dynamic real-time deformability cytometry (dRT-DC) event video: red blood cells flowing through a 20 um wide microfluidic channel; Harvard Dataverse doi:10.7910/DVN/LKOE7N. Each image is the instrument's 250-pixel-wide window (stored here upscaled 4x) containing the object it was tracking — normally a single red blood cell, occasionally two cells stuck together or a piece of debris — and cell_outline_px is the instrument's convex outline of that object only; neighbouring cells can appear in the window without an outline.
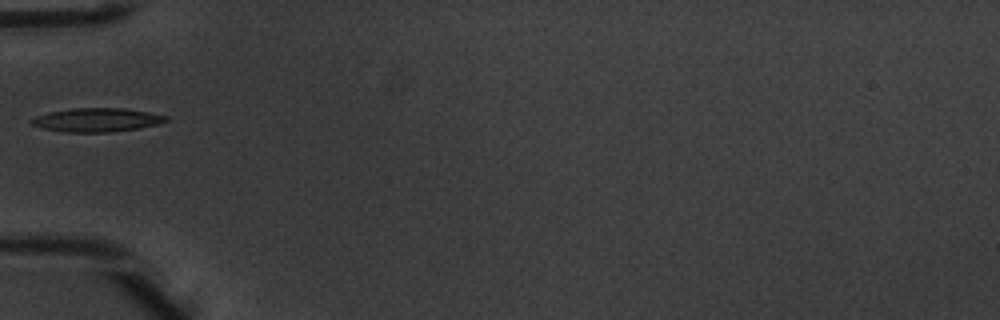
{"species": "common noctule bat (a hibernating species)", "species_latin": "Nyctalus noctula", "temperature_condition": "warm", "stored_images_in_passage": 7, "camera_frame_rate_fps": 3000, "um_per_image_px": 0.085, "animal": {"sex": "male", "body_mass_g": 20.1, "forearm_length_mm": 53.5}, "frame": {"image": 1, "passage_image": 6, "time_ms": 1.667, "image_size_px": [1000, 320], "cell_outline_px": [[168, 120], [156, 124], [140, 128], [112, 132], [64, 132], [44, 128], [28, 124], [28, 120], [36, 116], [48, 112], [72, 108], [124, 108], [148, 112], [168, 116]], "centroid_in_image_um": [8.18, 10.19], "position_along_channel_um": 76.8, "area_um2": 18.67}}